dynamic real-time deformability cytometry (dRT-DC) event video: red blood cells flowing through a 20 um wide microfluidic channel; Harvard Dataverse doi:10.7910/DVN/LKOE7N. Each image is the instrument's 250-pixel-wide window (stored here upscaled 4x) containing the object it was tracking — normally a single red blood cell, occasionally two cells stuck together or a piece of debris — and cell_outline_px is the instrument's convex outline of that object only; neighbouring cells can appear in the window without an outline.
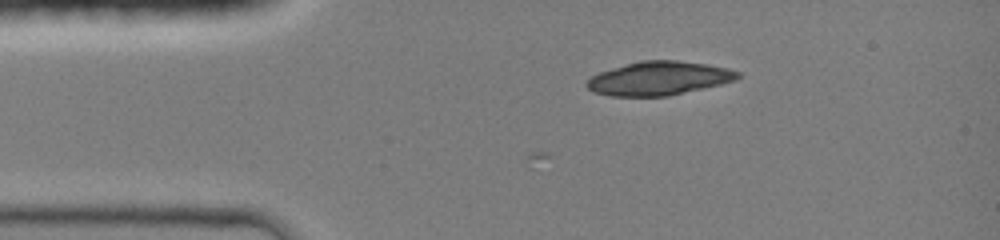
{"species": "common noctule bat (a hibernating species)", "species_latin": "Nyctalus noctula", "temperature_condition": "room temperature", "stored_images_in_passage": 11, "camera_frame_rate_fps": 3000, "um_per_image_px": 0.085, "animal": {"sex": "female", "body_mass_g": 19.0, "forearm_length_mm": 51.5}, "frame": {"image": 1, "passage_image": 4, "time_ms": 2.667, "image_size_px": [1000, 240], "cell_outline_px": [[740, 76], [736, 80], [720, 84], [668, 96], [608, 96], [592, 92], [584, 84], [592, 76], [600, 72], [640, 60], [676, 60], [708, 64], [728, 68], [740, 72]], "centroid_in_image_um": [56.0, 6.66], "position_along_channel_um": 29.0, "area_um2": 29.59}}